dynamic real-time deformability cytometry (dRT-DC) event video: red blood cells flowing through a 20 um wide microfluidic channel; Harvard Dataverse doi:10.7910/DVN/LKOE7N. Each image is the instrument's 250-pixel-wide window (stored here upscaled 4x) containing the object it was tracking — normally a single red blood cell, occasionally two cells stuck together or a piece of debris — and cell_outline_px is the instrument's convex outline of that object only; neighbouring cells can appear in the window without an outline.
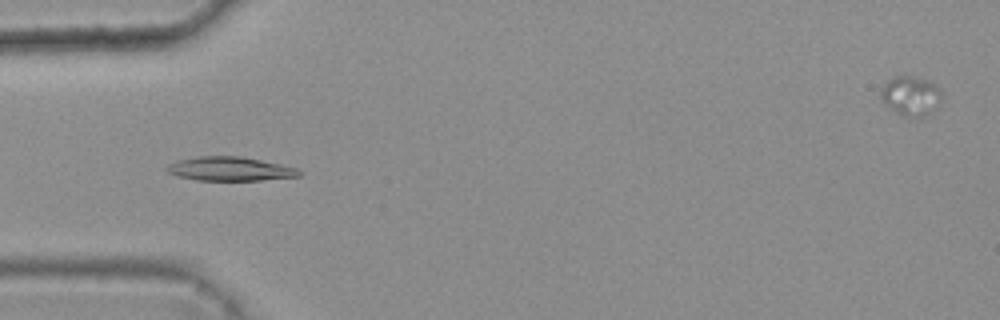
{"species": "common noctule bat (a hibernating species)", "species_latin": "Nyctalus noctula", "temperature_condition": "warm", "stored_images_in_passage": 46, "camera_frame_rate_fps": 3000, "um_per_image_px": 0.085, "animal": {"sex": "female", "body_mass_g": 25.1}, "frame": {"image": 1, "passage_image": 17, "time_ms": 5.333, "image_size_px": [1000, 320], "cell_outline_px": [[304, 172], [300, 176], [260, 180], [196, 180], [176, 176], [168, 172], [164, 168], [168, 164], [176, 160], [196, 156], [240, 156], [300, 168]], "centroid_in_image_um": [19.54, 14.35], "position_along_channel_um": 65.5, "area_um2": 18.67}}
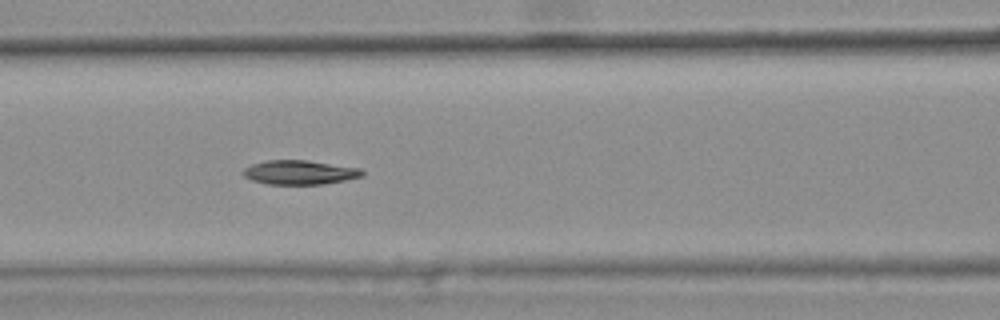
{"frame": {"image": 2, "passage_image": 23, "time_ms": 7.333, "image_size_px": [1000, 320], "cell_outline_px": [[364, 176], [324, 184], [268, 184], [252, 180], [244, 176], [240, 172], [244, 168], [252, 164], [268, 160], [308, 160], [360, 168], [364, 172]], "centroid_in_image_um": [25.46, 14.65], "position_along_channel_um": 141.1, "area_um2": 16.82}}
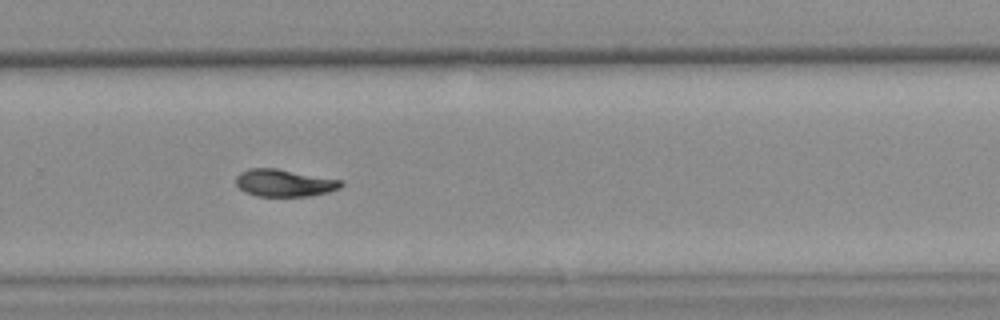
{"frame": {"image": 3, "passage_image": 36, "time_ms": 11.667, "image_size_px": [1000, 320], "cell_outline_px": [[344, 184], [340, 188], [328, 192], [308, 196], [256, 196], [244, 192], [236, 184], [236, 176], [240, 172], [248, 168], [276, 168], [344, 180]], "centroid_in_image_um": [24.17, 15.54], "position_along_channel_um": 305.6, "area_um2": 16.88}}